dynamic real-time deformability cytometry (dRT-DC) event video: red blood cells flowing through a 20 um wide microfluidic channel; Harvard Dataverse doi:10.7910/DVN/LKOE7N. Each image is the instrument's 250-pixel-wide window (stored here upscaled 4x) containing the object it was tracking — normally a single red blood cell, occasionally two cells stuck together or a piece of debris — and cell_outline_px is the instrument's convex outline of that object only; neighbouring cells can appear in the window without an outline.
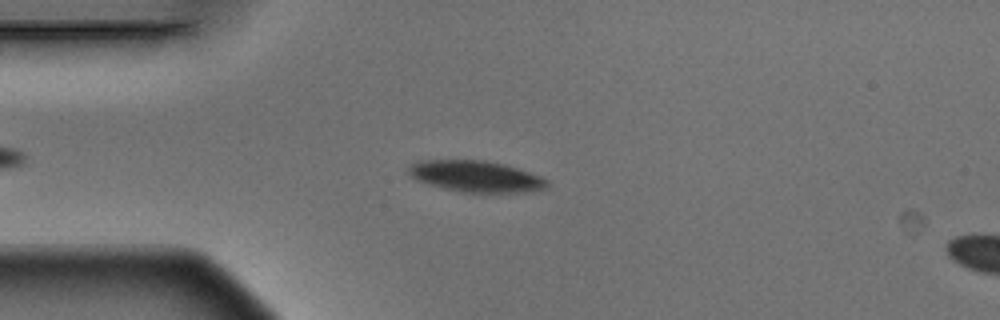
{"species": "Egyptian fruit bat (a non-hibernating species)", "species_latin": "Rousettus aegyptiacus", "temperature_condition": "warm", "stored_images_in_passage": 4, "camera_frame_rate_fps": 3000, "um_per_image_px": 0.085, "animal": {"sex": "male"}, "frame": {"image": 1, "passage_image": 3, "time_ms": 0.667, "image_size_px": [1000, 320], "cell_outline_px": [[548, 188], [532, 192], [460, 192], [428, 184], [416, 180], [408, 172], [408, 168], [416, 160], [484, 160], [504, 164], [540, 176], [548, 180]], "centroid_in_image_um": [40.46, 14.99], "position_along_channel_um": 44.5, "area_um2": 25.26}}